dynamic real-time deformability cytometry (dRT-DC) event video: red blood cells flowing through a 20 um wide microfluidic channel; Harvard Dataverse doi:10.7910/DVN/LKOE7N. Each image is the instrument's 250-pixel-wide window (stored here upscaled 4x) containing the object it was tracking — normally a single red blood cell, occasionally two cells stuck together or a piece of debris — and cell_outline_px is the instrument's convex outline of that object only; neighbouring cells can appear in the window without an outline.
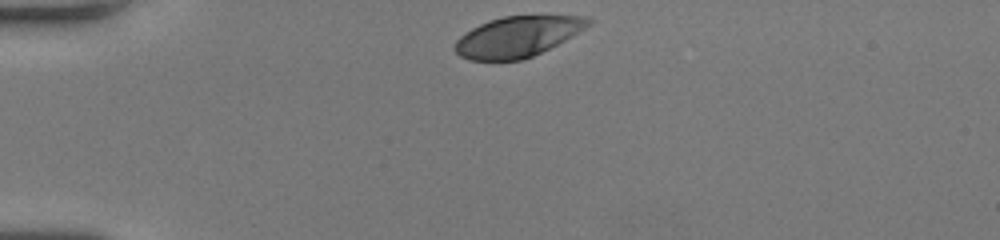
{"species": "human", "species_latin": "Homo sapiens", "temperature_condition": "room temperature", "stored_images_in_passage": 32, "camera_frame_rate_fps": 3000, "um_per_image_px": 0.085, "donor": {"sex": "female"}, "frame": {"image": 1, "passage_image": 1, "time_ms": 0.0, "image_size_px": [1000, 240], "cell_outline_px": [[592, 20], [584, 28], [564, 40], [532, 56], [520, 60], [468, 60], [460, 56], [452, 48], [456, 40], [464, 32], [488, 20], [504, 16], [584, 16]], "centroid_in_image_um": [43.9, 3.12], "position_along_channel_um": 41.1, "area_um2": 31.1}}
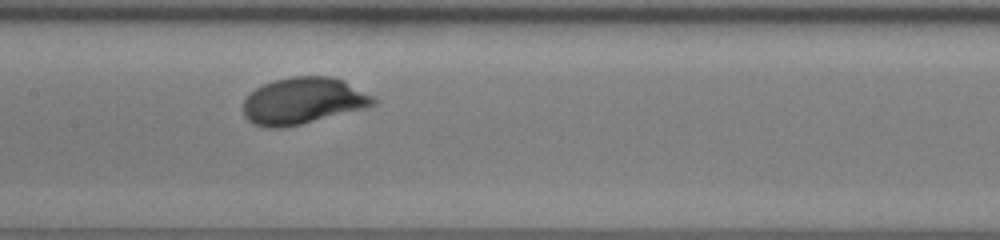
{"frame": {"image": 2, "passage_image": 15, "time_ms": 4.667, "image_size_px": [1000, 240], "cell_outline_px": [[376, 104], [368, 108], [300, 124], [280, 128], [264, 128], [252, 124], [244, 116], [244, 100], [256, 88], [264, 84], [276, 80], [292, 76], [332, 76], [344, 80], [372, 96], [376, 100]], "centroid_in_image_um": [25.77, 8.58], "position_along_channel_um": 181.6, "area_um2": 35.37}}
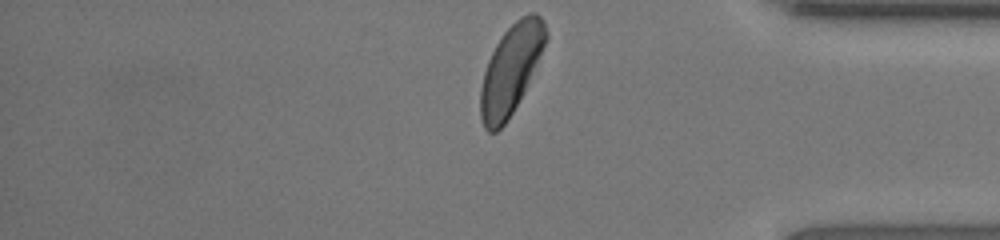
{"frame": {"image": 3, "passage_image": 32, "time_ms": 10.333, "image_size_px": [1000, 240], "cell_outline_px": [[548, 36], [524, 88], [508, 120], [496, 132], [488, 132], [484, 128], [480, 120], [480, 88], [484, 72], [488, 60], [496, 44], [504, 32], [520, 16], [528, 12], [536, 12], [544, 20]], "centroid_in_image_um": [43.38, 5.89], "position_along_channel_um": 391.8, "area_um2": 33.23}, "authors_computed_cell_mechanics": {"area_um2": 33.5818, "velocity_mm_per_s": 3.987, "shape_relaxation_time_tau1_ms": 2.3126, "shape_relaxation_time_tau2_ms": null, "deformation_change_tau1": 0.148, "deformation_change_tau2": null}}